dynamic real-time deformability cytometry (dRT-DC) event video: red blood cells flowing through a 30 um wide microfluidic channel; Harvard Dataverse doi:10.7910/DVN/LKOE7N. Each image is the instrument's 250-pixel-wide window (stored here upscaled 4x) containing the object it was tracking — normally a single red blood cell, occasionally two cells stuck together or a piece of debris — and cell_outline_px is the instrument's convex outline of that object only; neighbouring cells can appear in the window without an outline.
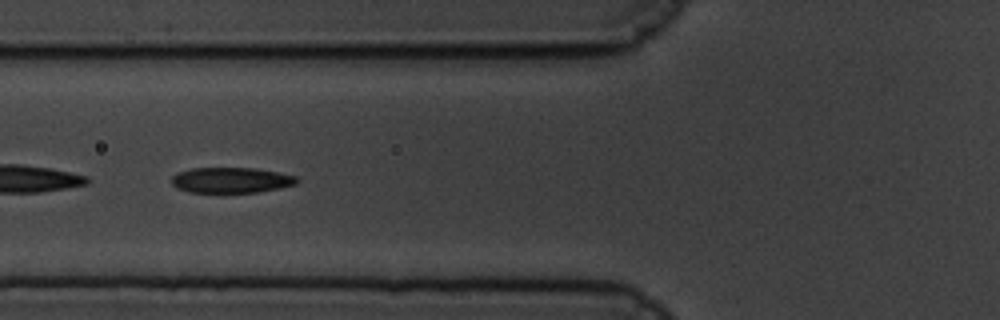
{"species": "common noctule bat (a hibernating species)", "species_latin": "Nyctalus noctula", "temperature_condition": "cold", "stored_images_in_passage": 59, "camera_frame_rate_fps": 3000, "um_per_image_px": 0.085, "animal": {"sex": "male", "body_mass_g": 19.5, "forearm_length_mm": 54.6}, "frame": {"image": 1, "passage_image": 22, "time_ms": 7.0, "image_size_px": [1000, 320], "cell_outline_px": [[300, 180], [296, 184], [260, 192], [188, 192], [176, 188], [172, 184], [172, 176], [176, 172], [192, 168], [252, 168], [276, 172], [296, 176]], "centroid_in_image_um": [19.62, 15.31], "position_along_channel_um": 106.2, "area_um2": 18.61}}
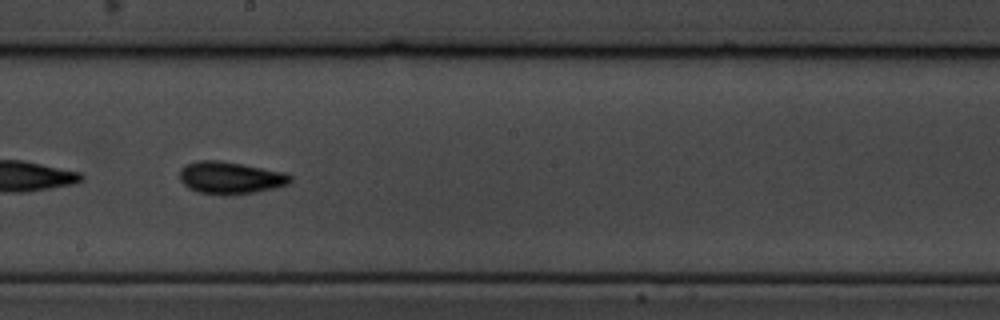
{"frame": {"image": 2, "passage_image": 33, "time_ms": 10.667, "image_size_px": [1000, 320], "cell_outline_px": [[292, 180], [288, 184], [272, 188], [252, 192], [224, 196], [220, 196], [200, 192], [188, 188], [180, 180], [180, 168], [184, 164], [196, 160], [220, 160], [244, 164], [284, 172], [292, 176]], "centroid_in_image_um": [19.54, 15.1], "position_along_channel_um": 228.7, "area_um2": 20.98}}
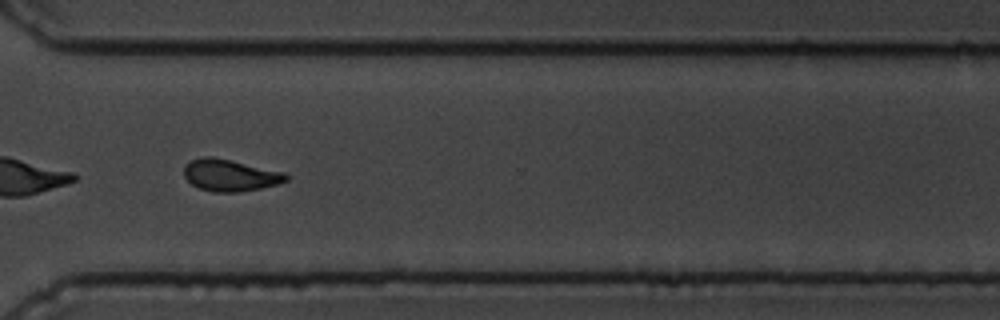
{"frame": {"image": 3, "passage_image": 44, "time_ms": 14.333, "image_size_px": [1000, 320], "cell_outline_px": [[288, 180], [280, 184], [240, 192], [212, 192], [200, 188], [192, 184], [184, 176], [184, 164], [192, 160], [204, 156], [212, 156], [284, 172], [288, 176]], "centroid_in_image_um": [19.55, 14.9], "position_along_channel_um": 351.0, "area_um2": 18.9}, "authors_computed_cell_mechanics": {"area_um2": 19.074, "velocity_mm_per_s": 3.3373, "shape_relaxation_time_tau1_ms": 3.7472, "shape_relaxation_time_tau2_ms": 1.9376, "deformation_change_tau1": 0.1382, "deformation_change_tau2": 0.0694}}